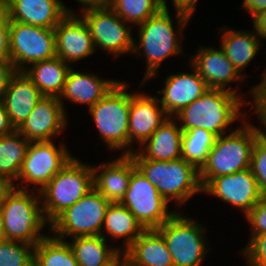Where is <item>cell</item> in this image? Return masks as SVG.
Returning <instances> with one entry per match:
<instances>
[{
    "label": "cell",
    "mask_w": 266,
    "mask_h": 266,
    "mask_svg": "<svg viewBox=\"0 0 266 266\" xmlns=\"http://www.w3.org/2000/svg\"><path fill=\"white\" fill-rule=\"evenodd\" d=\"M174 16L176 18L171 16L170 10L161 8L155 15L137 26L139 40L137 43V40H134L132 55L137 57L142 55L146 59L144 78L140 81V87L145 85L147 80L157 77L158 69L166 58L184 55L181 42L183 38L180 35L184 33L183 30L191 18L179 12ZM174 18L176 27L173 23Z\"/></svg>",
    "instance_id": "6da1fadb"
},
{
    "label": "cell",
    "mask_w": 266,
    "mask_h": 266,
    "mask_svg": "<svg viewBox=\"0 0 266 266\" xmlns=\"http://www.w3.org/2000/svg\"><path fill=\"white\" fill-rule=\"evenodd\" d=\"M243 105L251 102L227 90L208 89L173 118L183 131L203 128L218 137L234 130L231 125L235 120L240 123L248 117Z\"/></svg>",
    "instance_id": "7a4b0ae2"
},
{
    "label": "cell",
    "mask_w": 266,
    "mask_h": 266,
    "mask_svg": "<svg viewBox=\"0 0 266 266\" xmlns=\"http://www.w3.org/2000/svg\"><path fill=\"white\" fill-rule=\"evenodd\" d=\"M248 118L249 116L241 122V126L216 138L214 146L209 151L207 162L199 170L202 188L212 178L250 168L255 140L264 129L259 118V128L249 123Z\"/></svg>",
    "instance_id": "3957f363"
},
{
    "label": "cell",
    "mask_w": 266,
    "mask_h": 266,
    "mask_svg": "<svg viewBox=\"0 0 266 266\" xmlns=\"http://www.w3.org/2000/svg\"><path fill=\"white\" fill-rule=\"evenodd\" d=\"M136 168L153 185L161 196L178 207L199 192L202 186L199 179V170L182 158L171 161L150 160L143 157L137 150L132 154Z\"/></svg>",
    "instance_id": "277c9868"
},
{
    "label": "cell",
    "mask_w": 266,
    "mask_h": 266,
    "mask_svg": "<svg viewBox=\"0 0 266 266\" xmlns=\"http://www.w3.org/2000/svg\"><path fill=\"white\" fill-rule=\"evenodd\" d=\"M0 209L5 240L35 246L48 235L41 232L45 226H50V223L45 219L39 192L20 190L12 186L5 194Z\"/></svg>",
    "instance_id": "5b68a950"
},
{
    "label": "cell",
    "mask_w": 266,
    "mask_h": 266,
    "mask_svg": "<svg viewBox=\"0 0 266 266\" xmlns=\"http://www.w3.org/2000/svg\"><path fill=\"white\" fill-rule=\"evenodd\" d=\"M128 87V82L119 81L88 109L98 131V138L107 145L108 150H121L120 155H130L128 127L131 93L127 91Z\"/></svg>",
    "instance_id": "8992f818"
},
{
    "label": "cell",
    "mask_w": 266,
    "mask_h": 266,
    "mask_svg": "<svg viewBox=\"0 0 266 266\" xmlns=\"http://www.w3.org/2000/svg\"><path fill=\"white\" fill-rule=\"evenodd\" d=\"M94 188L92 165L73 157L39 192L45 219L51 223Z\"/></svg>",
    "instance_id": "52a82bcc"
},
{
    "label": "cell",
    "mask_w": 266,
    "mask_h": 266,
    "mask_svg": "<svg viewBox=\"0 0 266 266\" xmlns=\"http://www.w3.org/2000/svg\"><path fill=\"white\" fill-rule=\"evenodd\" d=\"M204 226L181 210L179 212L177 207L176 212L157 228L165 239L174 266H202L211 251Z\"/></svg>",
    "instance_id": "ba28073f"
},
{
    "label": "cell",
    "mask_w": 266,
    "mask_h": 266,
    "mask_svg": "<svg viewBox=\"0 0 266 266\" xmlns=\"http://www.w3.org/2000/svg\"><path fill=\"white\" fill-rule=\"evenodd\" d=\"M109 205L110 202L93 188L74 205L60 213L50 223L48 232L62 240L78 236L101 235Z\"/></svg>",
    "instance_id": "9c48e42d"
},
{
    "label": "cell",
    "mask_w": 266,
    "mask_h": 266,
    "mask_svg": "<svg viewBox=\"0 0 266 266\" xmlns=\"http://www.w3.org/2000/svg\"><path fill=\"white\" fill-rule=\"evenodd\" d=\"M72 157L65 144L58 147L53 140L31 141L13 187L40 192Z\"/></svg>",
    "instance_id": "30bf717a"
},
{
    "label": "cell",
    "mask_w": 266,
    "mask_h": 266,
    "mask_svg": "<svg viewBox=\"0 0 266 266\" xmlns=\"http://www.w3.org/2000/svg\"><path fill=\"white\" fill-rule=\"evenodd\" d=\"M87 24L96 50L116 59L132 54V26L125 23L111 8H90L78 13Z\"/></svg>",
    "instance_id": "8fae6325"
},
{
    "label": "cell",
    "mask_w": 266,
    "mask_h": 266,
    "mask_svg": "<svg viewBox=\"0 0 266 266\" xmlns=\"http://www.w3.org/2000/svg\"><path fill=\"white\" fill-rule=\"evenodd\" d=\"M10 60L16 71L56 57L54 29L10 21Z\"/></svg>",
    "instance_id": "7c38bea8"
},
{
    "label": "cell",
    "mask_w": 266,
    "mask_h": 266,
    "mask_svg": "<svg viewBox=\"0 0 266 266\" xmlns=\"http://www.w3.org/2000/svg\"><path fill=\"white\" fill-rule=\"evenodd\" d=\"M135 216L144 229H157L175 212L169 204L136 168L131 176L128 189L120 202Z\"/></svg>",
    "instance_id": "4fadbf2b"
},
{
    "label": "cell",
    "mask_w": 266,
    "mask_h": 266,
    "mask_svg": "<svg viewBox=\"0 0 266 266\" xmlns=\"http://www.w3.org/2000/svg\"><path fill=\"white\" fill-rule=\"evenodd\" d=\"M202 193L212 195L224 203L241 209L244 216L262 197L258 182L250 168L212 178L202 188Z\"/></svg>",
    "instance_id": "5bb4252c"
},
{
    "label": "cell",
    "mask_w": 266,
    "mask_h": 266,
    "mask_svg": "<svg viewBox=\"0 0 266 266\" xmlns=\"http://www.w3.org/2000/svg\"><path fill=\"white\" fill-rule=\"evenodd\" d=\"M198 51L189 59V63L195 68L201 78L206 82L209 89H222L230 91L241 98L238 87L230 88L229 84L239 82L241 85L245 76H242L227 58L220 48L204 47L201 45ZM241 83V84H240Z\"/></svg>",
    "instance_id": "9a60e30c"
},
{
    "label": "cell",
    "mask_w": 266,
    "mask_h": 266,
    "mask_svg": "<svg viewBox=\"0 0 266 266\" xmlns=\"http://www.w3.org/2000/svg\"><path fill=\"white\" fill-rule=\"evenodd\" d=\"M54 28L56 56L67 64L79 62L96 52L90 30L83 18L72 9Z\"/></svg>",
    "instance_id": "2e32d148"
},
{
    "label": "cell",
    "mask_w": 266,
    "mask_h": 266,
    "mask_svg": "<svg viewBox=\"0 0 266 266\" xmlns=\"http://www.w3.org/2000/svg\"><path fill=\"white\" fill-rule=\"evenodd\" d=\"M59 97L43 96L17 131L29 141H52L68 124Z\"/></svg>",
    "instance_id": "e0dca14e"
},
{
    "label": "cell",
    "mask_w": 266,
    "mask_h": 266,
    "mask_svg": "<svg viewBox=\"0 0 266 266\" xmlns=\"http://www.w3.org/2000/svg\"><path fill=\"white\" fill-rule=\"evenodd\" d=\"M169 118L157 95L145 94L144 90L131 92L128 127L130 154L135 151L133 144L140 147Z\"/></svg>",
    "instance_id": "ac0fdd59"
},
{
    "label": "cell",
    "mask_w": 266,
    "mask_h": 266,
    "mask_svg": "<svg viewBox=\"0 0 266 266\" xmlns=\"http://www.w3.org/2000/svg\"><path fill=\"white\" fill-rule=\"evenodd\" d=\"M188 66H191L190 73L168 74L163 82L164 88L156 92L161 106L169 117H174L209 89L195 68L190 63Z\"/></svg>",
    "instance_id": "d6986e66"
},
{
    "label": "cell",
    "mask_w": 266,
    "mask_h": 266,
    "mask_svg": "<svg viewBox=\"0 0 266 266\" xmlns=\"http://www.w3.org/2000/svg\"><path fill=\"white\" fill-rule=\"evenodd\" d=\"M10 21L54 29L69 13L61 0H5Z\"/></svg>",
    "instance_id": "ffe728a7"
},
{
    "label": "cell",
    "mask_w": 266,
    "mask_h": 266,
    "mask_svg": "<svg viewBox=\"0 0 266 266\" xmlns=\"http://www.w3.org/2000/svg\"><path fill=\"white\" fill-rule=\"evenodd\" d=\"M94 188L110 203H120L136 165L130 155H119L111 161L92 165ZM100 172V173H99Z\"/></svg>",
    "instance_id": "44dd1931"
},
{
    "label": "cell",
    "mask_w": 266,
    "mask_h": 266,
    "mask_svg": "<svg viewBox=\"0 0 266 266\" xmlns=\"http://www.w3.org/2000/svg\"><path fill=\"white\" fill-rule=\"evenodd\" d=\"M119 80L100 78L98 74L85 73L75 70L73 66L69 70L63 91L59 96V100L66 111L64 101L71 103L93 106L101 98H103ZM64 100V101H63Z\"/></svg>",
    "instance_id": "7402d4cb"
},
{
    "label": "cell",
    "mask_w": 266,
    "mask_h": 266,
    "mask_svg": "<svg viewBox=\"0 0 266 266\" xmlns=\"http://www.w3.org/2000/svg\"><path fill=\"white\" fill-rule=\"evenodd\" d=\"M43 97L24 71H17L2 95L11 125L17 130Z\"/></svg>",
    "instance_id": "603a6c76"
},
{
    "label": "cell",
    "mask_w": 266,
    "mask_h": 266,
    "mask_svg": "<svg viewBox=\"0 0 266 266\" xmlns=\"http://www.w3.org/2000/svg\"><path fill=\"white\" fill-rule=\"evenodd\" d=\"M124 253L131 266H174L165 239L157 229H145Z\"/></svg>",
    "instance_id": "cb8c5ba5"
},
{
    "label": "cell",
    "mask_w": 266,
    "mask_h": 266,
    "mask_svg": "<svg viewBox=\"0 0 266 266\" xmlns=\"http://www.w3.org/2000/svg\"><path fill=\"white\" fill-rule=\"evenodd\" d=\"M220 46L227 58L233 63L238 72L243 73L250 62L257 56L260 47L262 48V40L254 30H236L235 28H219Z\"/></svg>",
    "instance_id": "d4e9b609"
},
{
    "label": "cell",
    "mask_w": 266,
    "mask_h": 266,
    "mask_svg": "<svg viewBox=\"0 0 266 266\" xmlns=\"http://www.w3.org/2000/svg\"><path fill=\"white\" fill-rule=\"evenodd\" d=\"M182 133L183 130L179 127V123L170 117L136 150L150 160L179 159L181 158Z\"/></svg>",
    "instance_id": "484cf974"
},
{
    "label": "cell",
    "mask_w": 266,
    "mask_h": 266,
    "mask_svg": "<svg viewBox=\"0 0 266 266\" xmlns=\"http://www.w3.org/2000/svg\"><path fill=\"white\" fill-rule=\"evenodd\" d=\"M144 230L127 207L120 203H110L107 207L101 236L105 240L107 236L111 237L116 242L122 239L123 245H115L120 252H124Z\"/></svg>",
    "instance_id": "4316f807"
},
{
    "label": "cell",
    "mask_w": 266,
    "mask_h": 266,
    "mask_svg": "<svg viewBox=\"0 0 266 266\" xmlns=\"http://www.w3.org/2000/svg\"><path fill=\"white\" fill-rule=\"evenodd\" d=\"M72 66L59 57L36 62L24 70L43 96L59 97Z\"/></svg>",
    "instance_id": "83f0119b"
},
{
    "label": "cell",
    "mask_w": 266,
    "mask_h": 266,
    "mask_svg": "<svg viewBox=\"0 0 266 266\" xmlns=\"http://www.w3.org/2000/svg\"><path fill=\"white\" fill-rule=\"evenodd\" d=\"M68 241L79 266H104L120 251L101 235L78 236Z\"/></svg>",
    "instance_id": "f1b7e54d"
},
{
    "label": "cell",
    "mask_w": 266,
    "mask_h": 266,
    "mask_svg": "<svg viewBox=\"0 0 266 266\" xmlns=\"http://www.w3.org/2000/svg\"><path fill=\"white\" fill-rule=\"evenodd\" d=\"M31 141L17 130L0 136V178L15 185Z\"/></svg>",
    "instance_id": "f546056e"
},
{
    "label": "cell",
    "mask_w": 266,
    "mask_h": 266,
    "mask_svg": "<svg viewBox=\"0 0 266 266\" xmlns=\"http://www.w3.org/2000/svg\"><path fill=\"white\" fill-rule=\"evenodd\" d=\"M33 266H79L67 240L47 235L34 249Z\"/></svg>",
    "instance_id": "4dcf8cb0"
},
{
    "label": "cell",
    "mask_w": 266,
    "mask_h": 266,
    "mask_svg": "<svg viewBox=\"0 0 266 266\" xmlns=\"http://www.w3.org/2000/svg\"><path fill=\"white\" fill-rule=\"evenodd\" d=\"M217 136L203 128L190 129L182 133L181 158L198 170L207 162L210 149Z\"/></svg>",
    "instance_id": "1f68e13d"
},
{
    "label": "cell",
    "mask_w": 266,
    "mask_h": 266,
    "mask_svg": "<svg viewBox=\"0 0 266 266\" xmlns=\"http://www.w3.org/2000/svg\"><path fill=\"white\" fill-rule=\"evenodd\" d=\"M125 23L135 27L155 15L161 8V0H114L110 7Z\"/></svg>",
    "instance_id": "d6a6232c"
},
{
    "label": "cell",
    "mask_w": 266,
    "mask_h": 266,
    "mask_svg": "<svg viewBox=\"0 0 266 266\" xmlns=\"http://www.w3.org/2000/svg\"><path fill=\"white\" fill-rule=\"evenodd\" d=\"M34 245L24 242L0 241V266H33Z\"/></svg>",
    "instance_id": "836d02e7"
},
{
    "label": "cell",
    "mask_w": 266,
    "mask_h": 266,
    "mask_svg": "<svg viewBox=\"0 0 266 266\" xmlns=\"http://www.w3.org/2000/svg\"><path fill=\"white\" fill-rule=\"evenodd\" d=\"M250 170L255 176L262 197H266V133L255 140L250 161Z\"/></svg>",
    "instance_id": "e575fe53"
},
{
    "label": "cell",
    "mask_w": 266,
    "mask_h": 266,
    "mask_svg": "<svg viewBox=\"0 0 266 266\" xmlns=\"http://www.w3.org/2000/svg\"><path fill=\"white\" fill-rule=\"evenodd\" d=\"M240 254L245 256L247 266H266V234L250 235Z\"/></svg>",
    "instance_id": "d590c367"
},
{
    "label": "cell",
    "mask_w": 266,
    "mask_h": 266,
    "mask_svg": "<svg viewBox=\"0 0 266 266\" xmlns=\"http://www.w3.org/2000/svg\"><path fill=\"white\" fill-rule=\"evenodd\" d=\"M244 218L251 227L250 235L266 234V197H261Z\"/></svg>",
    "instance_id": "8d00e7d4"
},
{
    "label": "cell",
    "mask_w": 266,
    "mask_h": 266,
    "mask_svg": "<svg viewBox=\"0 0 266 266\" xmlns=\"http://www.w3.org/2000/svg\"><path fill=\"white\" fill-rule=\"evenodd\" d=\"M10 19L6 10L0 13V60H10Z\"/></svg>",
    "instance_id": "74e56055"
},
{
    "label": "cell",
    "mask_w": 266,
    "mask_h": 266,
    "mask_svg": "<svg viewBox=\"0 0 266 266\" xmlns=\"http://www.w3.org/2000/svg\"><path fill=\"white\" fill-rule=\"evenodd\" d=\"M175 12H179L189 16H195L198 0H171ZM162 8L169 10L167 0H161Z\"/></svg>",
    "instance_id": "f35d334b"
},
{
    "label": "cell",
    "mask_w": 266,
    "mask_h": 266,
    "mask_svg": "<svg viewBox=\"0 0 266 266\" xmlns=\"http://www.w3.org/2000/svg\"><path fill=\"white\" fill-rule=\"evenodd\" d=\"M16 72L11 60H0V98L7 89L10 79Z\"/></svg>",
    "instance_id": "ab89813d"
},
{
    "label": "cell",
    "mask_w": 266,
    "mask_h": 266,
    "mask_svg": "<svg viewBox=\"0 0 266 266\" xmlns=\"http://www.w3.org/2000/svg\"><path fill=\"white\" fill-rule=\"evenodd\" d=\"M253 30L261 38L266 40V10L257 13L252 17Z\"/></svg>",
    "instance_id": "60d3db41"
},
{
    "label": "cell",
    "mask_w": 266,
    "mask_h": 266,
    "mask_svg": "<svg viewBox=\"0 0 266 266\" xmlns=\"http://www.w3.org/2000/svg\"><path fill=\"white\" fill-rule=\"evenodd\" d=\"M14 127L11 125L9 116L5 109V104L0 98V136L10 134L14 131Z\"/></svg>",
    "instance_id": "b9f144b4"
},
{
    "label": "cell",
    "mask_w": 266,
    "mask_h": 266,
    "mask_svg": "<svg viewBox=\"0 0 266 266\" xmlns=\"http://www.w3.org/2000/svg\"><path fill=\"white\" fill-rule=\"evenodd\" d=\"M241 5L245 9V13L247 12L249 16L251 15V18L257 13L266 10V0H243Z\"/></svg>",
    "instance_id": "7bdbcfd3"
},
{
    "label": "cell",
    "mask_w": 266,
    "mask_h": 266,
    "mask_svg": "<svg viewBox=\"0 0 266 266\" xmlns=\"http://www.w3.org/2000/svg\"><path fill=\"white\" fill-rule=\"evenodd\" d=\"M80 5V10L78 12H82L84 10L90 8H110L114 2V0H76Z\"/></svg>",
    "instance_id": "ee69618b"
},
{
    "label": "cell",
    "mask_w": 266,
    "mask_h": 266,
    "mask_svg": "<svg viewBox=\"0 0 266 266\" xmlns=\"http://www.w3.org/2000/svg\"><path fill=\"white\" fill-rule=\"evenodd\" d=\"M127 258L124 252H119L109 263L104 266H124Z\"/></svg>",
    "instance_id": "f6af8a7d"
},
{
    "label": "cell",
    "mask_w": 266,
    "mask_h": 266,
    "mask_svg": "<svg viewBox=\"0 0 266 266\" xmlns=\"http://www.w3.org/2000/svg\"><path fill=\"white\" fill-rule=\"evenodd\" d=\"M12 185L0 178V205L3 202L5 194L11 189Z\"/></svg>",
    "instance_id": "bcb514c9"
},
{
    "label": "cell",
    "mask_w": 266,
    "mask_h": 266,
    "mask_svg": "<svg viewBox=\"0 0 266 266\" xmlns=\"http://www.w3.org/2000/svg\"><path fill=\"white\" fill-rule=\"evenodd\" d=\"M5 240V231H4V224H3V215L0 209V241Z\"/></svg>",
    "instance_id": "7dc6e473"
},
{
    "label": "cell",
    "mask_w": 266,
    "mask_h": 266,
    "mask_svg": "<svg viewBox=\"0 0 266 266\" xmlns=\"http://www.w3.org/2000/svg\"><path fill=\"white\" fill-rule=\"evenodd\" d=\"M5 9V0H0V13Z\"/></svg>",
    "instance_id": "c3c4849f"
},
{
    "label": "cell",
    "mask_w": 266,
    "mask_h": 266,
    "mask_svg": "<svg viewBox=\"0 0 266 266\" xmlns=\"http://www.w3.org/2000/svg\"><path fill=\"white\" fill-rule=\"evenodd\" d=\"M124 266H131L128 262Z\"/></svg>",
    "instance_id": "681fc988"
}]
</instances>
